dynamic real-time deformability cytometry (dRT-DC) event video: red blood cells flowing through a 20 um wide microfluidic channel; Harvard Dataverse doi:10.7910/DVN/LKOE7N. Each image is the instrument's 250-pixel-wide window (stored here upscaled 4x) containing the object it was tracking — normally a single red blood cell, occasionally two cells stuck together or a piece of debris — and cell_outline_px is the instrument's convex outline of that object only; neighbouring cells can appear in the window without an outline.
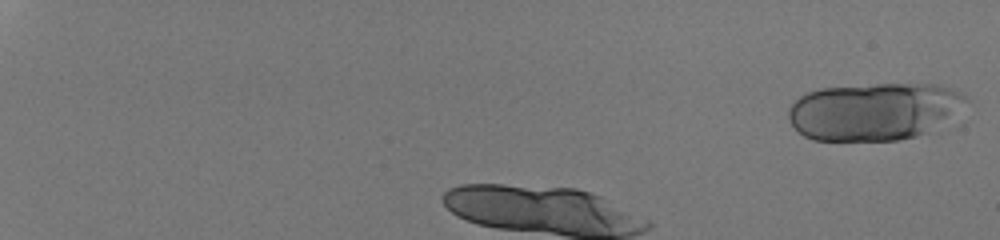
{"species": "human", "species_latin": "Homo sapiens", "temperature_condition": "room temperature", "stored_images_in_passage": 11, "camera_frame_rate_fps": 3000, "um_per_image_px": 0.085, "donor": {"sex": "male"}, "frame": {"image": 1, "passage_image": 1, "time_ms": 0.0, "image_size_px": [1000, 240], "cell_outline_px": [[968, 100], [928, 132], [916, 136], [896, 140], [812, 140], [804, 136], [792, 124], [788, 116], [788, 108], [800, 96], [808, 92], [820, 88], [876, 84], [940, 84], [964, 96]], "centroid_in_image_um": [74.2, 9.46], "position_along_channel_um": 10.8, "area_um2": 58.61}}